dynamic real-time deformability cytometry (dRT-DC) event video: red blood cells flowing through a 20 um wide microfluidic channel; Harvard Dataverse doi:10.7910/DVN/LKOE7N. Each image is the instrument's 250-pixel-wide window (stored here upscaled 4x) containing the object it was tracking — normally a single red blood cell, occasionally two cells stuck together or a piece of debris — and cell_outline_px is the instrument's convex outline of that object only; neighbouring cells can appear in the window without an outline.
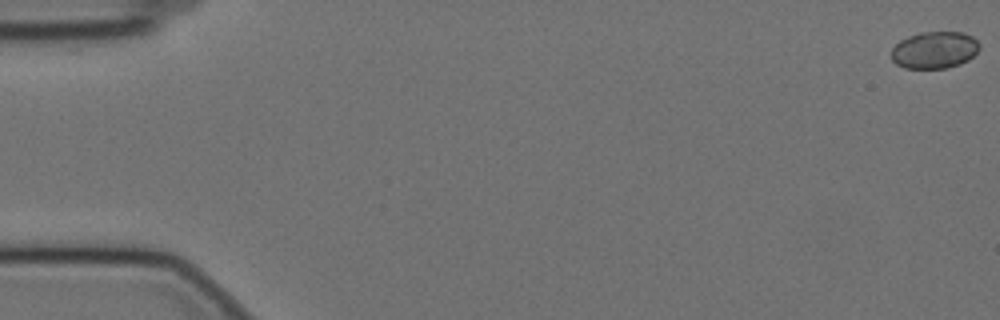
{"species": "Egyptian fruit bat (a non-hibernating species)", "species_latin": "Rousettus aegyptiacus", "temperature_condition": "cold", "stored_images_in_passage": 53, "camera_frame_rate_fps": 3000, "um_per_image_px": 0.085, "animal": {"sex": "female"}, "frame": {"image": 1, "passage_image": 1, "time_ms": 0.0, "image_size_px": [1000, 320], "cell_outline_px": [[980, 48], [968, 60], [960, 64], [948, 68], [904, 68], [896, 64], [892, 60], [892, 48], [900, 40], [908, 36], [920, 32], [964, 32], [972, 36], [980, 44]], "centroid_in_image_um": [79.43, 4.25], "position_along_channel_um": 5.6, "area_um2": 19.07}}
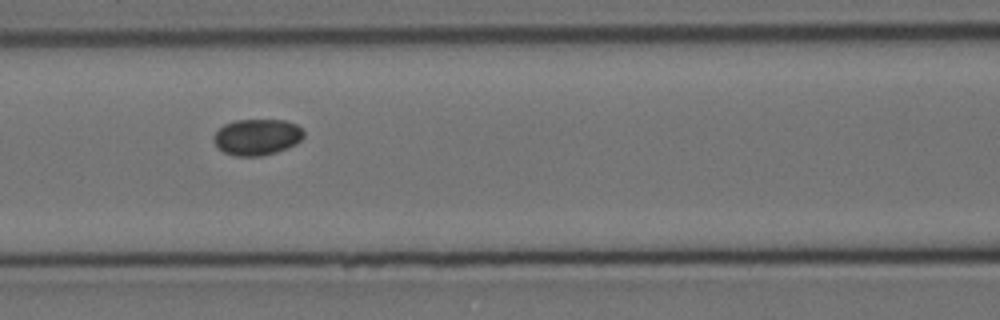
{"frame": {"image": 2, "passage_image": 26, "time_ms": 8.333, "image_size_px": [1000, 320], "cell_outline_px": [[304, 136], [296, 144], [288, 148], [276, 152], [260, 156], [236, 156], [224, 152], [212, 140], [212, 136], [224, 124], [236, 120], [284, 120], [296, 124], [304, 132]], "centroid_in_image_um": [21.85, 11.65], "position_along_channel_um": 144.8, "area_um2": 18.96}}
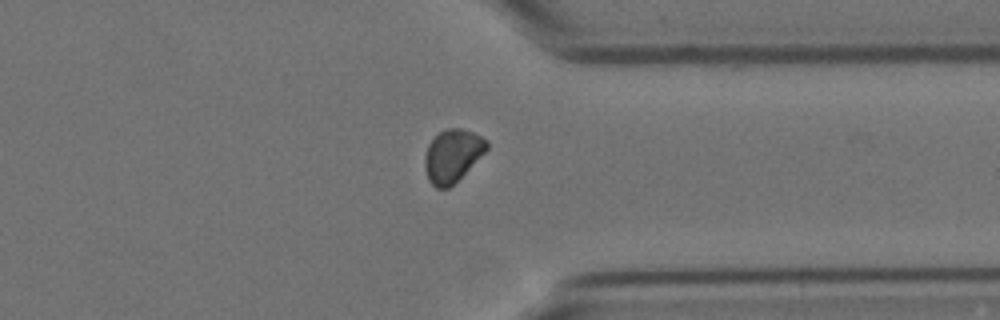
{"frame": {"image": 3, "passage_image": 46, "time_ms": 15.0, "image_size_px": [1000, 320], "cell_outline_px": [[488, 148], [448, 188], [436, 188], [428, 180], [424, 168], [424, 156], [428, 144], [440, 132], [448, 128], [460, 128], [472, 132], [488, 140]], "centroid_in_image_um": [38.42, 13.22], "position_along_channel_um": 373.0, "area_um2": 18.61}, "authors_computed_cell_mechanics": {"area_um2": 19.0162, "velocity_mm_per_s": 3.4771, "shape_relaxation_time_tau1_ms": null, "shape_relaxation_time_tau2_ms": 10.3183, "deformation_change_tau1": null, "deformation_change_tau2": 0.0496}}